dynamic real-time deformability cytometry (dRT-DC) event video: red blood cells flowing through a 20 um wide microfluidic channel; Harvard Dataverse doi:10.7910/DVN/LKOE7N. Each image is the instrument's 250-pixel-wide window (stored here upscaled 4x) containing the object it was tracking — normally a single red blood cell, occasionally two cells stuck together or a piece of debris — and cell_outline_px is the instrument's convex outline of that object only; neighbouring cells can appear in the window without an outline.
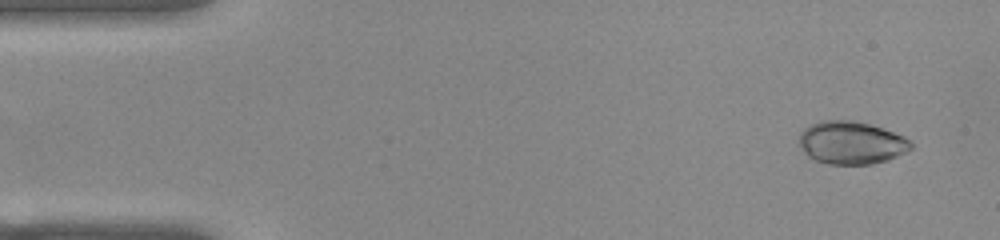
{"species": "common noctule bat (a hibernating species)", "species_latin": "Nyctalus noctula", "temperature_condition": "warm", "stored_images_in_passage": 52, "camera_frame_rate_fps": 3000, "um_per_image_px": 0.085, "animal": {"sex": "female", "body_mass_g": 22.0, "forearm_length_mm": 56.7}, "frame": {"image": 1, "passage_image": 3, "time_ms": 0.667, "image_size_px": [1000, 240], "cell_outline_px": [[912, 148], [908, 152], [888, 160], [872, 164], [828, 164], [816, 160], [808, 156], [800, 148], [800, 132], [804, 128], [820, 120], [852, 120], [884, 128], [904, 136], [912, 140]], "centroid_in_image_um": [72.39, 12.13], "position_along_channel_um": 12.6, "area_um2": 28.15}}
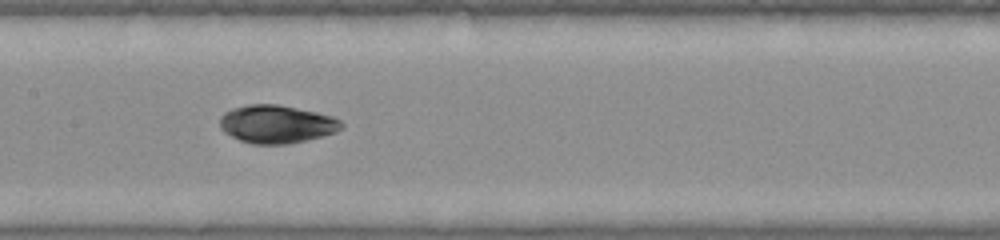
{"frame": {"image": 2, "passage_image": 25, "time_ms": 8.0, "image_size_px": [1000, 240], "cell_outline_px": [[344, 128], [336, 132], [308, 140], [288, 144], [252, 144], [240, 140], [224, 132], [220, 128], [220, 116], [224, 112], [232, 108], [248, 104], [276, 104], [316, 112], [332, 116], [340, 120], [344, 124]], "centroid_in_image_um": [23.52, 10.55], "position_along_channel_um": 183.9, "area_um2": 27.11}}
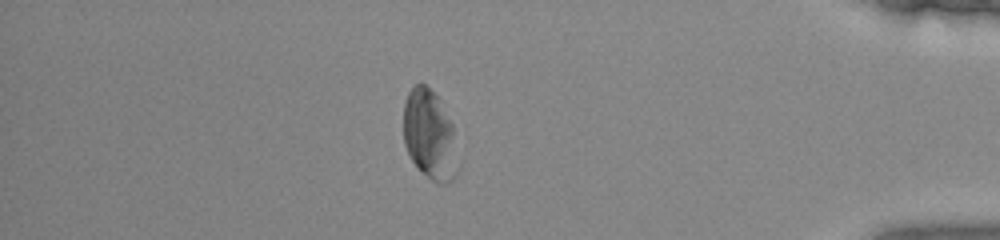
{"frame": {"image": 3, "passage_image": 45, "time_ms": 14.667, "image_size_px": [1000, 240], "cell_outline_px": [[456, 172], [452, 180], [444, 184], [436, 184], [416, 168], [404, 144], [404, 100], [408, 92], [420, 80], [436, 96], [452, 120]], "centroid_in_image_um": [36.48, 11.46], "position_along_channel_um": 398.7, "area_um2": 28.09}, "authors_computed_cell_mechanics": {"area_um2": 26.9348, "velocity_mm_per_s": 3.843, "shape_relaxation_time_tau1_ms": 4.9587, "shape_relaxation_time_tau2_ms": null, "deformation_change_tau1": 0.1028, "deformation_change_tau2": null}}